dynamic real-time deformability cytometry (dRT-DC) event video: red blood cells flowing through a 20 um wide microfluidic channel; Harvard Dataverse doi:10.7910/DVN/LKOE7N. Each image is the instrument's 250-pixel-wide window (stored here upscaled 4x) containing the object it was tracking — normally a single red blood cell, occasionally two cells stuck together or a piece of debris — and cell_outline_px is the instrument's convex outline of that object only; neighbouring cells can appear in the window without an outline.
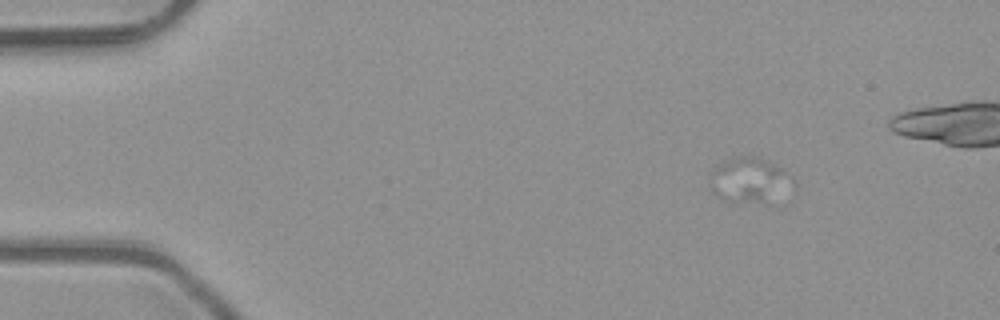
{"species": "common noctule bat (a hibernating species)", "species_latin": "Nyctalus noctula", "temperature_condition": "room temperature", "stored_images_in_passage": 6, "camera_frame_rate_fps": 3000, "um_per_image_px": 0.085, "animal": {"sex": "male", "body_mass_g": 23.1, "forearm_length_mm": 52.7}, "frame": {"image": 1, "passage_image": 2, "time_ms": 0.333, "image_size_px": [1000, 320], "cell_outline_px": [[796, 188], [764, 204], [724, 200], [716, 196], [708, 188], [708, 172], [724, 160], [736, 156], [756, 156], [780, 168], [792, 176], [796, 180]], "centroid_in_image_um": [63.69, 15.33], "position_along_channel_um": 21.3, "area_um2": 22.66}}
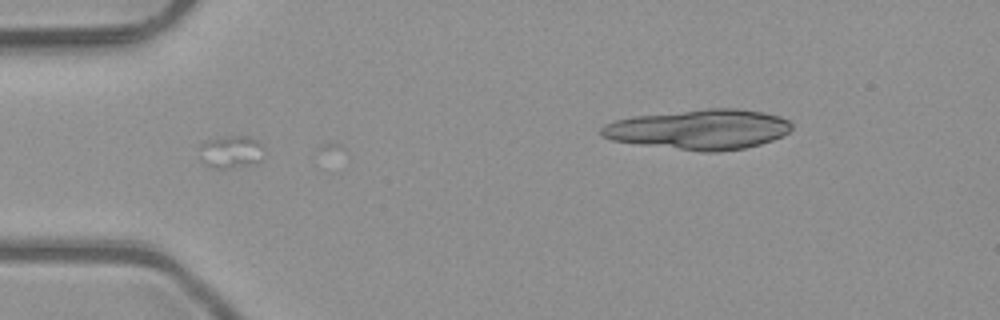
{"frame": {"image": 2, "passage_image": 5, "time_ms": 1.333, "image_size_px": [1000, 320], "cell_outline_px": [[264, 148], [260, 160], [248, 164], [224, 168], [212, 168], [204, 164], [200, 160], [200, 144], [208, 140], [228, 136], [248, 136], [256, 140]], "centroid_in_image_um": [19.58, 12.9], "position_along_channel_um": 65.4, "area_um2": 12.02}}